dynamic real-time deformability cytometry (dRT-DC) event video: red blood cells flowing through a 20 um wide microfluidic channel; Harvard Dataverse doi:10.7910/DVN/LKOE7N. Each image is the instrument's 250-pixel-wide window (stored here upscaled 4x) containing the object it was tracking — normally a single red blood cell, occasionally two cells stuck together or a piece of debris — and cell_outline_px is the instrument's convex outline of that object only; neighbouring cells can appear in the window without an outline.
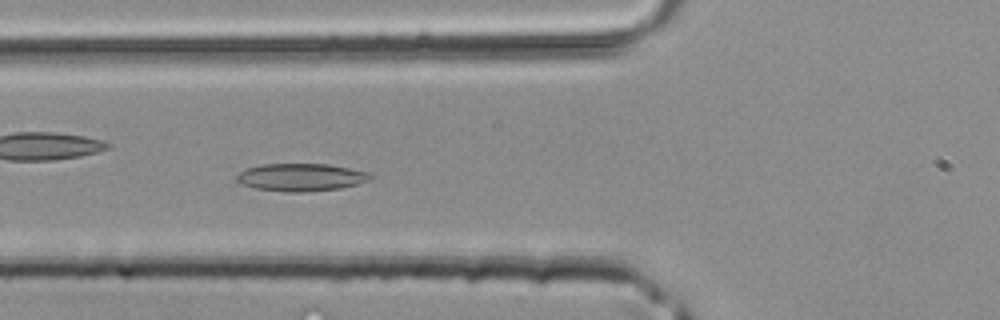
{"species": "common noctule bat (a hibernating species)", "species_latin": "Nyctalus noctula", "temperature_condition": "room temperature", "stored_images_in_passage": 36, "camera_frame_rate_fps": 3000, "um_per_image_px": 0.085, "animal": {"sex": "male", "body_mass_g": 20.4}, "frame": {"image": 1, "passage_image": 14, "time_ms": 4.333, "image_size_px": [1000, 320], "cell_outline_px": [[372, 176], [368, 180], [356, 184], [340, 188], [308, 192], [284, 192], [256, 188], [240, 184], [236, 180], [236, 176], [240, 172], [248, 168], [260, 164], [328, 164], [368, 172]], "centroid_in_image_um": [25.54, 15.07], "position_along_channel_um": 100.3, "area_um2": 21.44}}
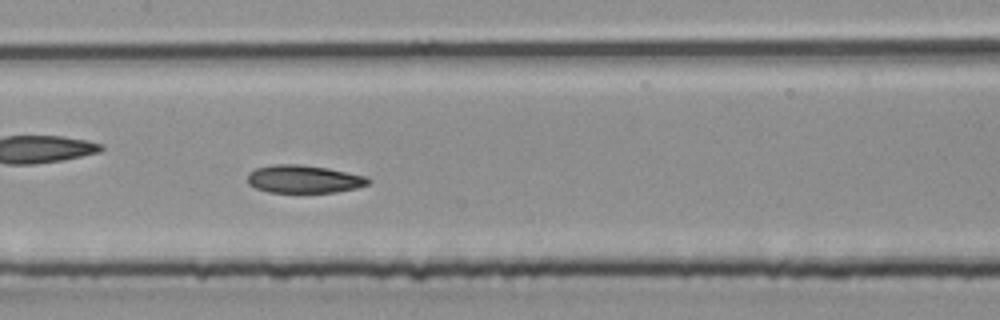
{"frame": {"image": 2, "passage_image": 19, "time_ms": 6.0, "image_size_px": [1000, 320], "cell_outline_px": [[372, 180], [368, 184], [360, 188], [336, 192], [268, 192], [256, 188], [248, 184], [248, 172], [256, 168], [272, 164], [300, 164], [328, 168], [368, 176]], "centroid_in_image_um": [25.86, 15.22], "position_along_channel_um": 181.5, "area_um2": 19.88}}
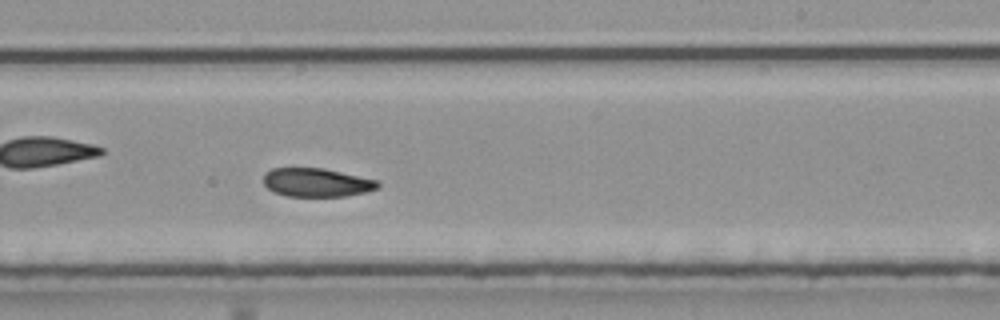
{"frame": {"image": 3, "passage_image": 24, "time_ms": 7.667, "image_size_px": [1000, 320], "cell_outline_px": [[380, 188], [368, 192], [344, 196], [288, 196], [276, 192], [268, 188], [264, 184], [264, 172], [272, 168], [324, 168], [376, 180], [380, 184]], "centroid_in_image_um": [26.93, 15.51], "position_along_channel_um": 262.1, "area_um2": 19.02}}